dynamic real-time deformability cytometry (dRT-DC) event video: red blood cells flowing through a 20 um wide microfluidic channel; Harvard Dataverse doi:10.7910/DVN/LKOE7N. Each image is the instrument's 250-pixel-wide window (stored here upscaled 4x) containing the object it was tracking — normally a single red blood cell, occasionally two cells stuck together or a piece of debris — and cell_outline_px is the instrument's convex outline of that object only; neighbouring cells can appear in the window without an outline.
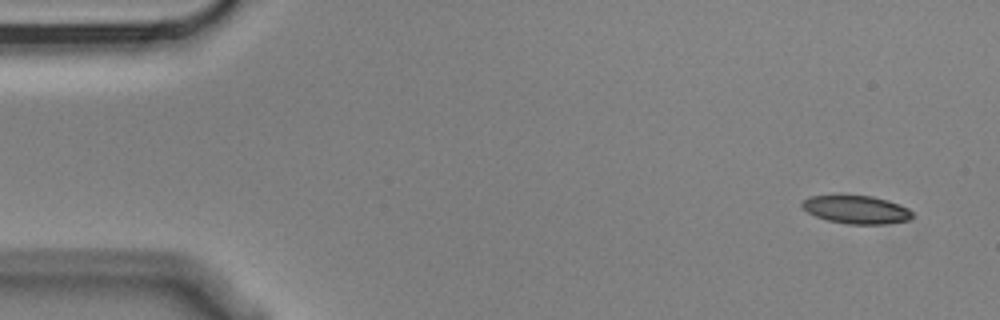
{"species": "Egyptian fruit bat (a non-hibernating species)", "species_latin": "Rousettus aegyptiacus", "temperature_condition": "cold", "stored_images_in_passage": 14, "camera_frame_rate_fps": 3000, "um_per_image_px": 0.085, "animal": {"sex": "male"}, "frame": {"image": 1, "passage_image": 1, "time_ms": 0.0, "image_size_px": [1000, 320], "cell_outline_px": [[912, 216], [908, 220], [884, 224], [848, 224], [828, 220], [816, 216], [808, 212], [800, 204], [808, 196], [872, 196], [888, 200], [900, 204], [908, 208], [912, 212]], "centroid_in_image_um": [72.81, 17.82], "position_along_channel_um": 12.2, "area_um2": 17.86}}
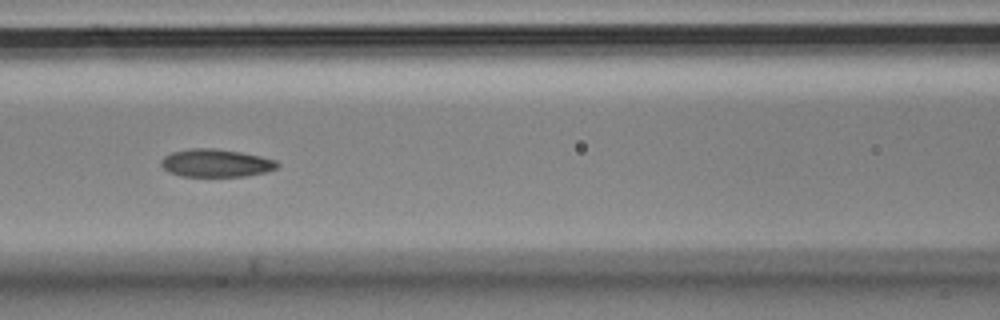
{"frame": {"image": 2, "passage_image": 6, "time_ms": 1.667, "image_size_px": [1000, 320], "cell_outline_px": [[280, 164], [276, 168], [264, 172], [248, 176], [180, 176], [168, 172], [160, 164], [160, 160], [164, 156], [172, 152], [188, 148], [216, 148], [240, 152], [260, 156], [276, 160]], "centroid_in_image_um": [18.33, 13.85], "position_along_channel_um": 148.3, "area_um2": 18.96}}
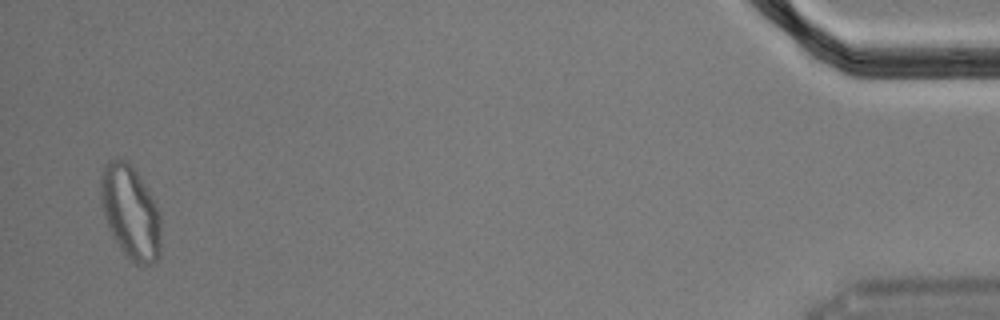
{"frame": {"image": 3, "passage_image": 14, "time_ms": 4.333, "image_size_px": [1000, 320], "cell_outline_px": [[160, 256], [152, 264], [136, 264], [120, 248], [112, 236], [104, 216], [100, 200], [100, 180], [104, 164], [108, 160], [128, 160], [152, 196], [156, 204], [160, 216]], "centroid_in_image_um": [11.08, 18.03], "position_along_channel_um": 424.1, "area_um2": 32.71}}